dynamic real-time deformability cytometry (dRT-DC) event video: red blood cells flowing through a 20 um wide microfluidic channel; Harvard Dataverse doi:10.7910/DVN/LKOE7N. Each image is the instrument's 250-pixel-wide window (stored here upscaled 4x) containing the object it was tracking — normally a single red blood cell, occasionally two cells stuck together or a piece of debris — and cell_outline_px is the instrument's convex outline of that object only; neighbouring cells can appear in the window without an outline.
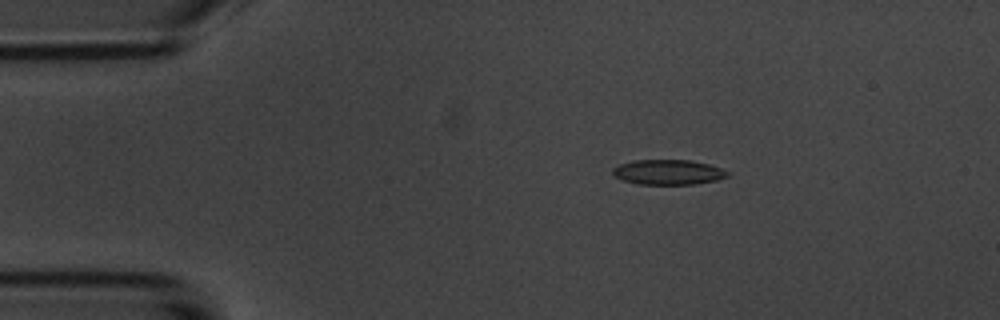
{"species": "common noctule bat (a hibernating species)", "species_latin": "Nyctalus noctula", "temperature_condition": "room temperature", "stored_images_in_passage": 5, "camera_frame_rate_fps": 3000, "um_per_image_px": 0.085, "animal": {"sex": "male", "body_mass_g": 20.1, "forearm_length_mm": 53.5}, "frame": {"image": 1, "passage_image": 3, "time_ms": 2.333, "image_size_px": [1000, 320], "cell_outline_px": [[728, 176], [716, 180], [692, 184], [636, 184], [612, 176], [612, 168], [620, 164], [632, 160], [692, 160], [708, 164], [720, 168], [728, 172]], "centroid_in_image_um": [56.74, 14.63], "position_along_channel_um": 28.3, "area_um2": 16.7}}